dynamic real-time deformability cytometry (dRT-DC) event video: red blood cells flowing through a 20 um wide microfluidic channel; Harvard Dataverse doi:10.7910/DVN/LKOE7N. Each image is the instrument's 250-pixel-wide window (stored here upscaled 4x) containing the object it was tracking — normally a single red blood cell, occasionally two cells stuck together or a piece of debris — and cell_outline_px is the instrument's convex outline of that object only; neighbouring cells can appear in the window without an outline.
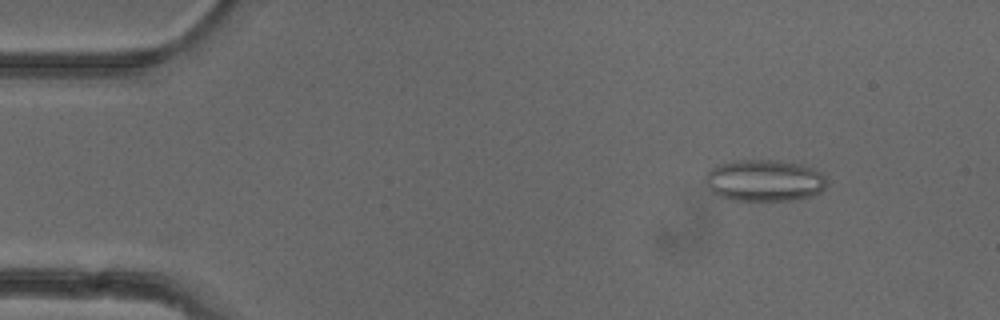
{"species": "common noctule bat (a hibernating species)", "species_latin": "Nyctalus noctula", "temperature_condition": "cold", "stored_images_in_passage": 52, "camera_frame_rate_fps": 3000, "um_per_image_px": 0.085, "animal": {"sex": "female"}, "frame": {"image": 1, "passage_image": 6, "time_ms": 1.667, "image_size_px": [1000, 320], "cell_outline_px": [[828, 184], [820, 192], [812, 196], [788, 200], [728, 200], [712, 192], [708, 188], [704, 180], [704, 176], [716, 164], [736, 160], [776, 160], [800, 164], [824, 172]], "centroid_in_image_um": [64.97, 15.33], "position_along_channel_um": 20.0, "area_um2": 29.82}}
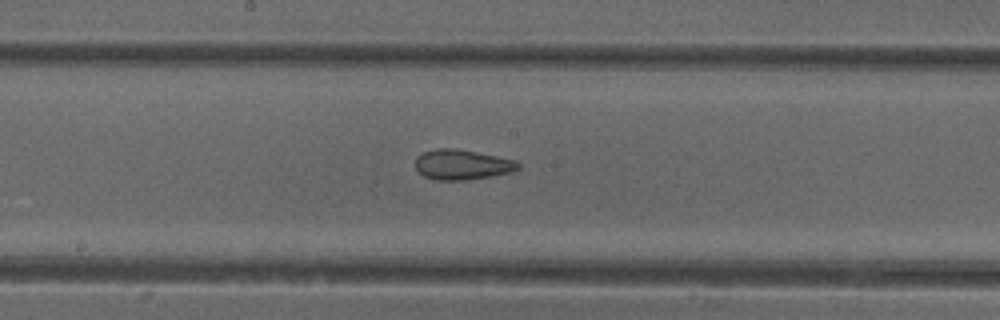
{"frame": {"image": 2, "passage_image": 27, "time_ms": 8.667, "image_size_px": [1000, 320], "cell_outline_px": [[520, 168], [508, 172], [492, 176], [468, 180], [436, 180], [424, 176], [416, 168], [416, 156], [424, 152], [436, 148], [452, 148], [496, 156], [516, 160], [520, 164]], "centroid_in_image_um": [39.26, 14.0], "position_along_channel_um": 208.9, "area_um2": 17.86}}
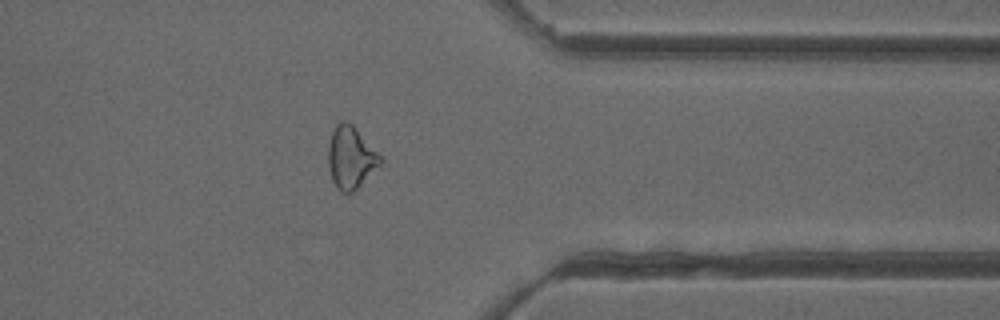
{"frame": {"image": 3, "passage_image": 41, "time_ms": 13.333, "image_size_px": [1000, 320], "cell_outline_px": [[384, 160], [352, 192], [340, 192], [336, 188], [332, 180], [328, 164], [328, 144], [332, 132], [336, 124], [340, 120], [344, 120], [352, 124], [384, 156]], "centroid_in_image_um": [29.83, 13.35], "position_along_channel_um": 381.6, "area_um2": 19.02}, "authors_computed_cell_mechanics": {"area_um2": 19.652, "velocity_mm_per_s": 3.9249, "shape_relaxation_time_tau1_ms": null, "shape_relaxation_time_tau2_ms": 2.2937, "deformation_change_tau1": null, "deformation_change_tau2": 0.1035}}